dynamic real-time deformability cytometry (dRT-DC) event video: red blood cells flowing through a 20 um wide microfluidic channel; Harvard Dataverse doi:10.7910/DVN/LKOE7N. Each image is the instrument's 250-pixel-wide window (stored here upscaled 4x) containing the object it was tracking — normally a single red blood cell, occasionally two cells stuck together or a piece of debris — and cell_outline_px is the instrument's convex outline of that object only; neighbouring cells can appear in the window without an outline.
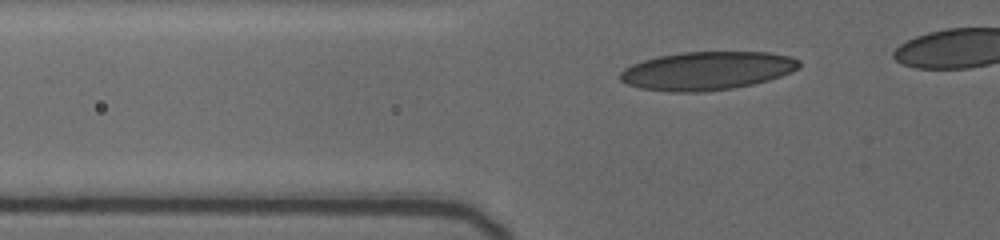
{"species": "human", "species_latin": "Homo sapiens", "temperature_condition": "cold", "stored_images_in_passage": 30, "camera_frame_rate_fps": 3000, "um_per_image_px": 0.085, "donor": {"sex": "female"}, "frame": {"image": 1, "passage_image": 5, "time_ms": 1.333, "image_size_px": [1000, 240], "cell_outline_px": [[800, 68], [792, 72], [768, 80], [752, 84], [732, 88], [700, 92], [672, 92], [640, 88], [628, 84], [620, 80], [620, 72], [624, 68], [632, 64], [644, 60], [660, 56], [680, 52], [768, 52], [788, 56], [800, 60]], "centroid_in_image_um": [60.1, 6.01], "position_along_channel_um": 65.7, "area_um2": 39.94}}
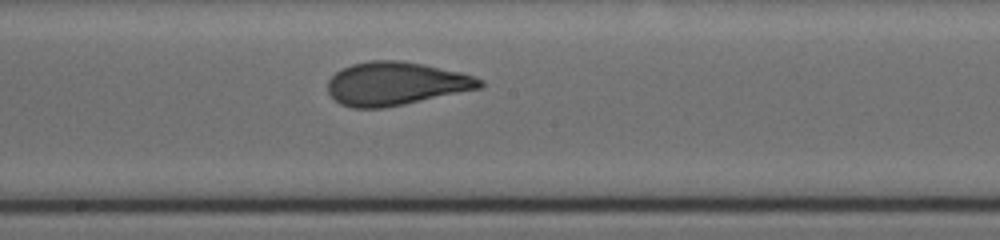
{"frame": {"image": 2, "passage_image": 17, "time_ms": 5.667, "image_size_px": [1000, 240], "cell_outline_px": [[484, 84], [480, 88], [404, 104], [380, 108], [352, 108], [340, 104], [328, 92], [328, 80], [336, 72], [352, 64], [372, 60], [396, 60], [420, 64], [460, 72], [476, 76], [484, 80]], "centroid_in_image_um": [33.64, 7.11], "position_along_channel_um": 214.6, "area_um2": 38.03}}
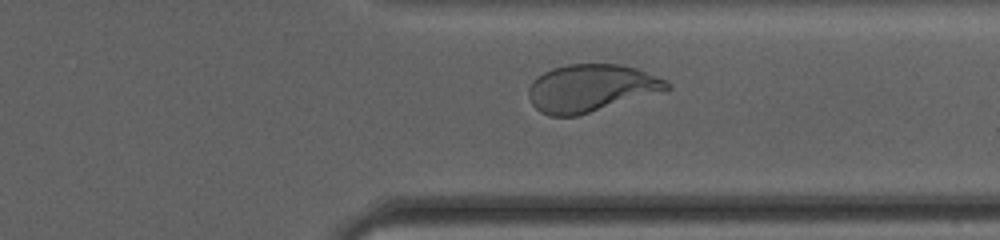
{"frame": {"image": 3, "passage_image": 28, "time_ms": 9.667, "image_size_px": [1000, 240], "cell_outline_px": [[672, 88], [576, 116], [548, 116], [540, 112], [532, 104], [528, 96], [528, 88], [532, 80], [544, 72], [552, 68], [568, 64], [620, 64], [636, 68], [668, 80]], "centroid_in_image_um": [50.19, 7.48], "position_along_channel_um": 361.2, "area_um2": 38.03}}